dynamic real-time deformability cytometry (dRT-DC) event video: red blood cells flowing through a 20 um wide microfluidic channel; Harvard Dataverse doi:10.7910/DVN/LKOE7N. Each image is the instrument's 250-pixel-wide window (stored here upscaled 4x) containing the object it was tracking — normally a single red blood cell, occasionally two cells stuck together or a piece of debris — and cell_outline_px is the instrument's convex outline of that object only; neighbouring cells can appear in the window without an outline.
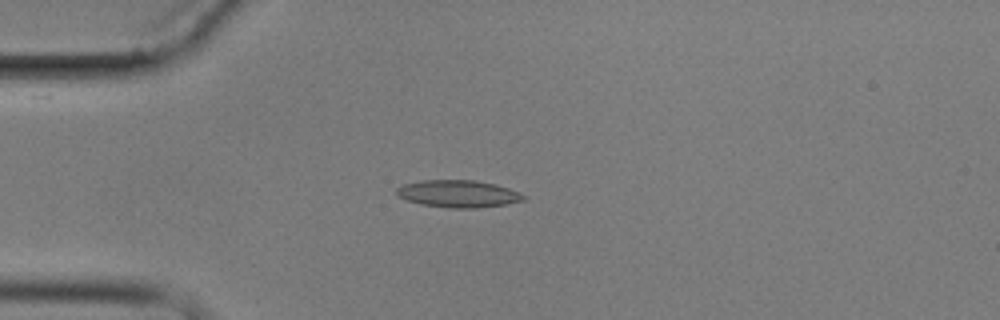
{"species": "common noctule bat (a hibernating species)", "species_latin": "Nyctalus noctula", "temperature_condition": "cold", "stored_images_in_passage": 4, "camera_frame_rate_fps": 3000, "um_per_image_px": 0.085, "animal": {"sex": "male", "body_mass_g": 17.9}, "frame": {"image": 1, "passage_image": 4, "time_ms": 3.667, "image_size_px": [1000, 320], "cell_outline_px": [[528, 196], [524, 200], [504, 204], [476, 208], [448, 208], [420, 204], [396, 196], [396, 188], [404, 184], [424, 180], [476, 180], [496, 184], [520, 192]], "centroid_in_image_um": [38.95, 16.47], "position_along_channel_um": 46.0, "area_um2": 20.23}}